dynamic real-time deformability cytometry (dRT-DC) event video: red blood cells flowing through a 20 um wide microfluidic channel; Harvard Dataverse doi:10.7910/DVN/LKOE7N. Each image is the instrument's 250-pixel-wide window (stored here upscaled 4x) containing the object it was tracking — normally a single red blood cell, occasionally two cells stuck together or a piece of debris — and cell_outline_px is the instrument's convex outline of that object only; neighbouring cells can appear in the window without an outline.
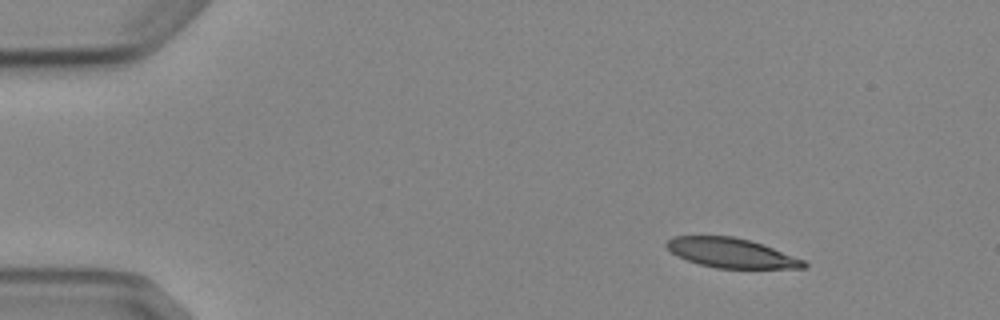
{"species": "Egyptian fruit bat (a non-hibernating species)", "species_latin": "Rousettus aegyptiacus", "temperature_condition": "cold", "stored_images_in_passage": 4, "segment_of_instrument_passage": [1, 2], "camera_frame_rate_fps": 3000, "um_per_image_px": 0.085, "animal": {"sex": "female"}, "frame": {"image": 1, "passage_image": 1, "time_ms": 0.0, "image_size_px": [1000, 320], "cell_outline_px": [[808, 264], [804, 268], [716, 268], [700, 264], [688, 260], [672, 252], [664, 244], [672, 236], [732, 236], [748, 240], [772, 248], [804, 260]], "centroid_in_image_um": [62.14, 21.5], "position_along_channel_um": 22.9, "area_um2": 23.18}}